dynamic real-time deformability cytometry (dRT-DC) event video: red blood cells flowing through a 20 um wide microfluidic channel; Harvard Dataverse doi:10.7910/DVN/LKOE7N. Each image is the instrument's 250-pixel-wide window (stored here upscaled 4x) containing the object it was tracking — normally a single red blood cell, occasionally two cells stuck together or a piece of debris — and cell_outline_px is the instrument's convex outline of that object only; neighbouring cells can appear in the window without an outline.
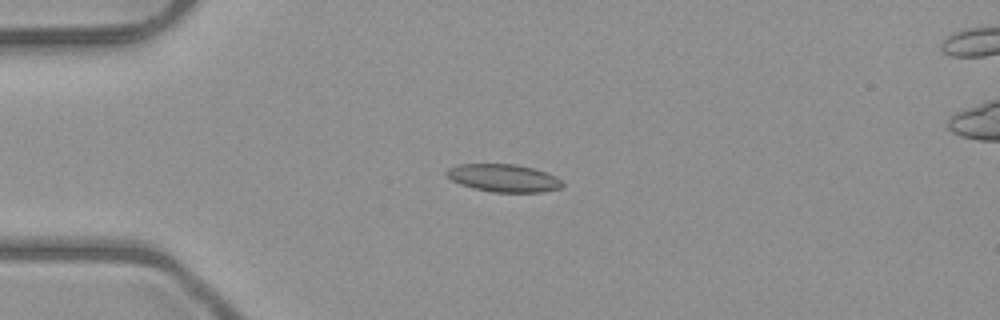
{"species": "common noctule bat (a hibernating species)", "species_latin": "Nyctalus noctula", "temperature_condition": "room temperature", "stored_images_in_passage": 5, "camera_frame_rate_fps": 3000, "um_per_image_px": 0.085, "animal": {"sex": "male", "body_mass_g": 23.1, "forearm_length_mm": 52.7}, "frame": {"image": 1, "passage_image": 4, "time_ms": 3.333, "image_size_px": [1000, 320], "cell_outline_px": [[564, 184], [560, 188], [540, 192], [492, 192], [472, 188], [460, 184], [452, 180], [444, 172], [448, 168], [460, 164], [516, 164], [532, 168], [556, 176]], "centroid_in_image_um": [42.78, 15.13], "position_along_channel_um": 42.2, "area_um2": 18.61}}